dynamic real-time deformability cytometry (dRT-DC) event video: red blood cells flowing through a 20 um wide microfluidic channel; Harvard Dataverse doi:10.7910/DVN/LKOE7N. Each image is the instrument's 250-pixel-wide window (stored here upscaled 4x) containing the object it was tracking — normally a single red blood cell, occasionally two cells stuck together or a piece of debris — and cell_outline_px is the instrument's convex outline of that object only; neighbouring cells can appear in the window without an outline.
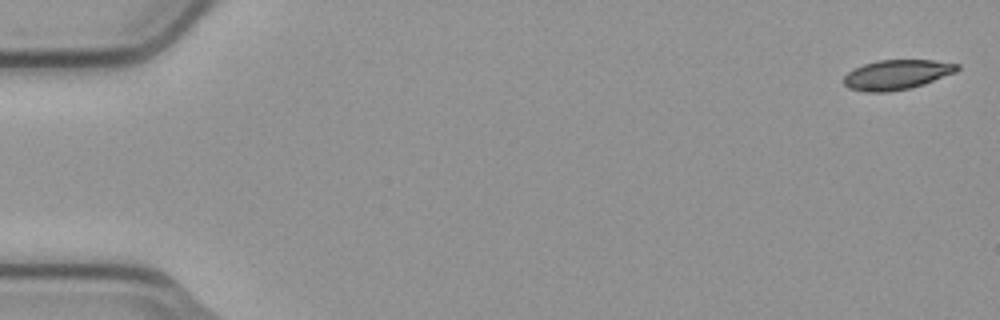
{"species": "common noctule bat (a hibernating species)", "species_latin": "Nyctalus noctula", "temperature_condition": "cold", "stored_images_in_passage": 6, "camera_frame_rate_fps": 3000, "um_per_image_px": 0.085, "animal": {"sex": "male", "body_mass_g": 23.1, "forearm_length_mm": 52.7}, "frame": {"image": 1, "passage_image": 1, "time_ms": 0.0, "image_size_px": [1000, 320], "cell_outline_px": [[960, 68], [956, 72], [924, 84], [908, 88], [888, 92], [864, 92], [848, 88], [844, 84], [844, 76], [852, 68], [876, 60], [932, 60], [960, 64]], "centroid_in_image_um": [76.21, 6.34], "position_along_channel_um": 8.8, "area_um2": 19.77}}
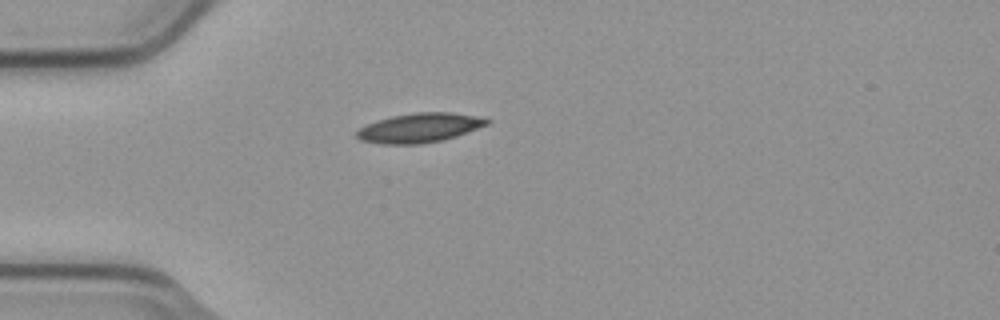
{"frame": {"image": 2, "passage_image": 5, "time_ms": 1.333, "image_size_px": [1000, 320], "cell_outline_px": [[492, 120], [488, 124], [456, 136], [444, 140], [420, 144], [380, 144], [360, 140], [356, 136], [356, 132], [360, 128], [368, 124], [392, 116], [412, 112], [452, 112], [488, 116]], "centroid_in_image_um": [35.74, 10.85], "position_along_channel_um": 49.3, "area_um2": 22.54}}